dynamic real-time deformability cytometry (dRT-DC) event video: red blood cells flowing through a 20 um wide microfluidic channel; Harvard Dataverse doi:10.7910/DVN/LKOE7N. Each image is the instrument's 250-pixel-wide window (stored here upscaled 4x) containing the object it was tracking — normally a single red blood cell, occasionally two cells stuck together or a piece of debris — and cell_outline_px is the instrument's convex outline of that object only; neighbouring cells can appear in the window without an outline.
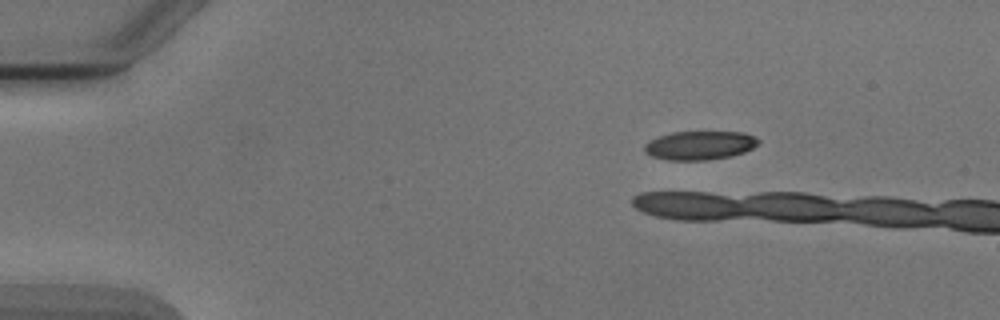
{"species": "Egyptian fruit bat (a non-hibernating species)", "species_latin": "Rousettus aegyptiacus", "temperature_condition": "cold", "stored_images_in_passage": 3, "camera_frame_rate_fps": 3000, "um_per_image_px": 0.085, "animal": {"sex": "male"}, "frame": {"image": 1, "passage_image": 1, "time_ms": 0.0, "image_size_px": [1000, 320], "cell_outline_px": [[760, 144], [744, 152], [732, 156], [708, 160], [668, 160], [652, 156], [644, 152], [644, 144], [660, 136], [672, 132], [744, 132], [760, 140]], "centroid_in_image_um": [59.5, 12.36], "position_along_channel_um": 25.5, "area_um2": 19.07}}